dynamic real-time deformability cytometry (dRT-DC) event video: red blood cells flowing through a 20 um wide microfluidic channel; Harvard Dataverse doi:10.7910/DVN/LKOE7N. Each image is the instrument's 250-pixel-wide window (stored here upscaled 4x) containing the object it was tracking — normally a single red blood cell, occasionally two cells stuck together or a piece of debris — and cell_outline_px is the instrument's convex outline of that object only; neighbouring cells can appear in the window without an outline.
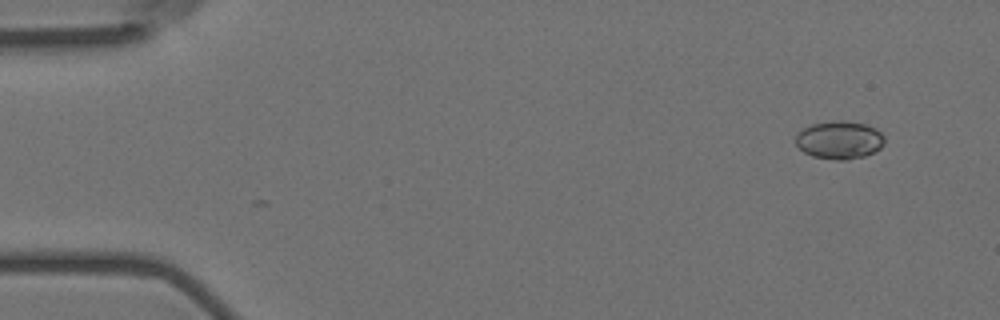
{"species": "Egyptian fruit bat (a non-hibernating species)", "species_latin": "Rousettus aegyptiacus", "temperature_condition": "room temperature", "stored_images_in_passage": 41, "camera_frame_rate_fps": 3000, "um_per_image_px": 0.085, "animal": {"sex": "female"}, "frame": {"image": 1, "passage_image": 1, "time_ms": 0.0, "image_size_px": [1000, 320], "cell_outline_px": [[884, 144], [880, 148], [864, 156], [848, 160], [836, 160], [812, 156], [804, 152], [796, 144], [796, 136], [804, 128], [812, 124], [832, 120], [844, 120], [864, 124], [876, 128], [884, 136]], "centroid_in_image_um": [71.36, 11.89], "position_along_channel_um": 13.6, "area_um2": 19.65}}
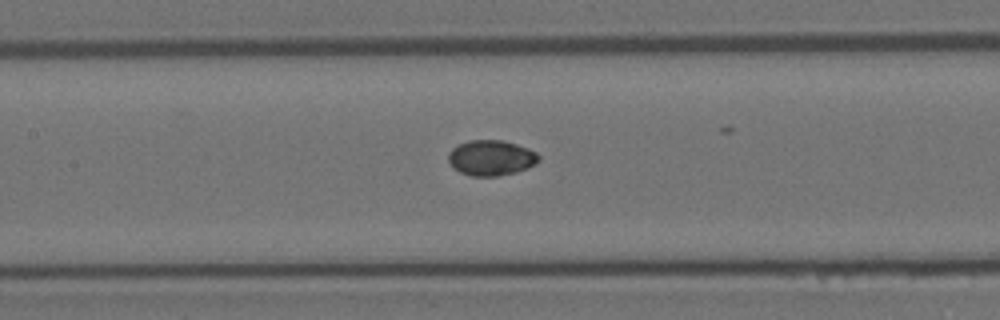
{"frame": {"image": 2, "passage_image": 23, "time_ms": 7.333, "image_size_px": [1000, 320], "cell_outline_px": [[540, 160], [536, 164], [528, 168], [516, 172], [496, 176], [472, 176], [460, 172], [448, 160], [448, 152], [452, 148], [468, 140], [504, 140], [528, 148], [536, 152], [540, 156]], "centroid_in_image_um": [41.78, 13.41], "position_along_channel_um": 165.6, "area_um2": 18.67}}
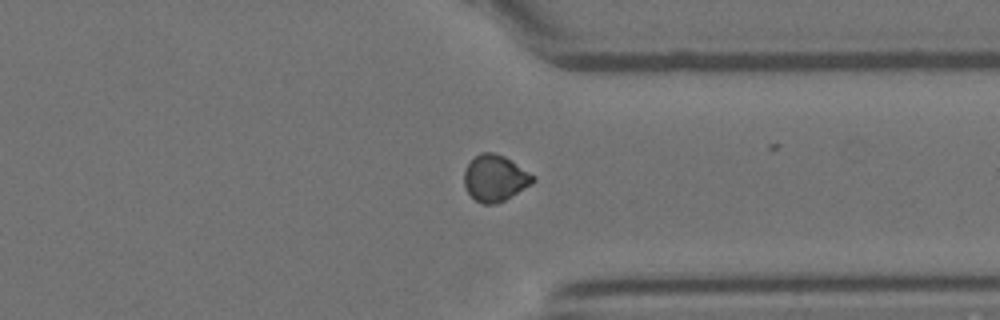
{"frame": {"image": 3, "passage_image": 40, "time_ms": 13.0, "image_size_px": [1000, 320], "cell_outline_px": [[536, 180], [532, 184], [504, 200], [496, 204], [484, 204], [476, 200], [468, 192], [464, 184], [464, 168], [480, 152], [492, 152], [504, 156], [536, 176]], "centroid_in_image_um": [42.09, 15.14], "position_along_channel_um": 369.3, "area_um2": 18.5}}